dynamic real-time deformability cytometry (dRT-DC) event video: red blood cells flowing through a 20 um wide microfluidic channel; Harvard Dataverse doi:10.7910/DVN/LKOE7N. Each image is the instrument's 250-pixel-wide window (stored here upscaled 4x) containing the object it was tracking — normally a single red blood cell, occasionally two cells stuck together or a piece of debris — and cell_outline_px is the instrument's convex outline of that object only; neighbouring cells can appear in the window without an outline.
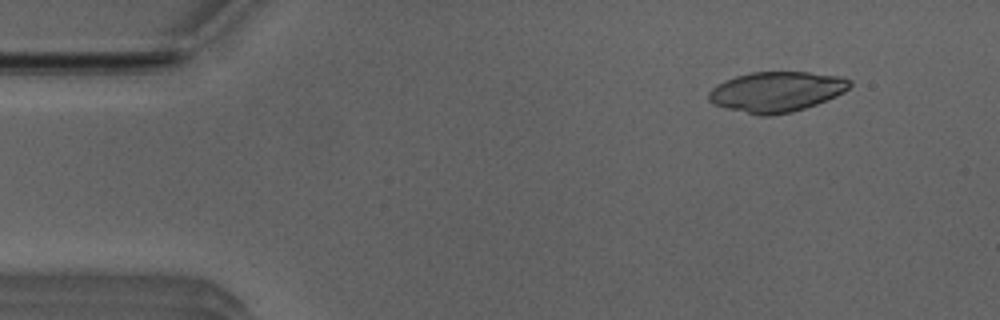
{"species": "Egyptian fruit bat (a non-hibernating species)", "species_latin": "Rousettus aegyptiacus", "temperature_condition": "room temperature", "stored_images_in_passage": 50, "camera_frame_rate_fps": 3000, "um_per_image_px": 0.085, "animal": {"sex": "male"}, "frame": {"image": 1, "passage_image": 5, "time_ms": 1.333, "image_size_px": [1000, 320], "cell_outline_px": [[852, 84], [844, 92], [836, 96], [816, 104], [792, 112], [768, 116], [760, 116], [724, 108], [708, 100], [708, 92], [716, 84], [724, 80], [736, 76], [752, 72], [808, 72], [840, 76], [852, 80]], "centroid_in_image_um": [65.99, 7.8], "position_along_channel_um": 19.0, "area_um2": 33.18}}